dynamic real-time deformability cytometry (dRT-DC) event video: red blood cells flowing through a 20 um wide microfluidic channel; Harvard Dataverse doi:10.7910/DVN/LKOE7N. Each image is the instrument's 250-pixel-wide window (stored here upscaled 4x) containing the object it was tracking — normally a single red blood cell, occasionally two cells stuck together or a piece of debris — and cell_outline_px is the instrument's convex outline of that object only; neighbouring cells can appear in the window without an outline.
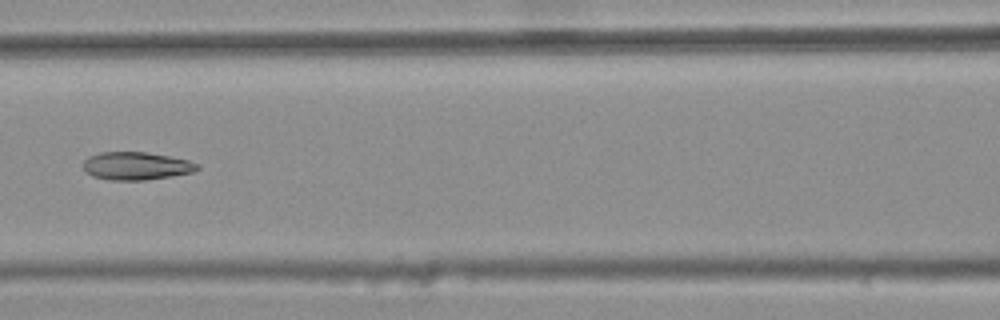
{"species": "common noctule bat (a hibernating species)", "species_latin": "Nyctalus noctula", "temperature_condition": "warm", "stored_images_in_passage": 6, "camera_frame_rate_fps": 3000, "um_per_image_px": 0.085, "animal": {"sex": "female", "body_mass_g": 25.1}, "frame": {"image": 1, "passage_image": 6, "time_ms": 1.667, "image_size_px": [1000, 320], "cell_outline_px": [[200, 168], [196, 172], [172, 176], [144, 180], [112, 180], [92, 176], [84, 168], [84, 160], [88, 156], [100, 152], [144, 152], [168, 156], [188, 160], [200, 164]], "centroid_in_image_um": [11.62, 14.1], "position_along_channel_um": 155.0, "area_um2": 18.55}}